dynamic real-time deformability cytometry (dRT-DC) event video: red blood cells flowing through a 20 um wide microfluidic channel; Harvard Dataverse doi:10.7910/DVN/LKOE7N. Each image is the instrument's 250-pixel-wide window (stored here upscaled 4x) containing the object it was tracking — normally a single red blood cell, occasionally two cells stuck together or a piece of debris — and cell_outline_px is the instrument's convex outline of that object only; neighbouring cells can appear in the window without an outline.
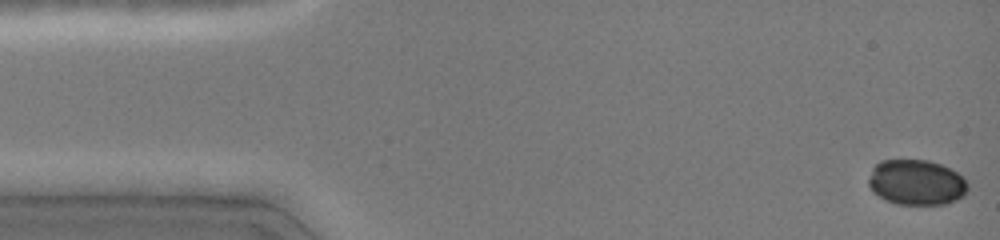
{"species": "common noctule bat (a hibernating species)", "species_latin": "Nyctalus noctula", "temperature_condition": "cold", "stored_images_in_passage": 24, "camera_frame_rate_fps": 3000, "um_per_image_px": 0.085, "animal": {"sex": "female", "body_mass_g": 19.0, "forearm_length_mm": 51.5}, "frame": {"image": 1, "passage_image": 1, "time_ms": 0.0, "image_size_px": [1000, 240], "cell_outline_px": [[968, 188], [964, 196], [948, 204], [896, 204], [884, 200], [872, 192], [868, 184], [868, 180], [872, 168], [880, 160], [928, 160], [940, 164], [956, 172], [968, 184]], "centroid_in_image_um": [77.86, 15.51], "position_along_channel_um": 7.1, "area_um2": 26.36}}
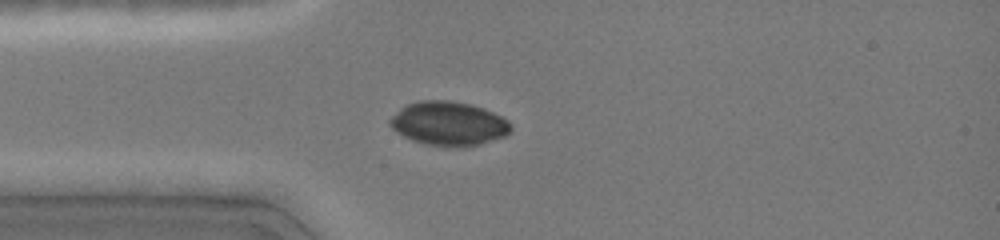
{"frame": {"image": 2, "passage_image": 10, "time_ms": 3.667, "image_size_px": [1000, 240], "cell_outline_px": [[512, 128], [504, 136], [480, 144], [460, 148], [456, 148], [424, 144], [412, 140], [396, 132], [388, 124], [388, 120], [400, 108], [408, 104], [420, 100], [452, 100], [472, 104], [484, 108], [508, 120], [512, 124]], "centroid_in_image_um": [38.12, 10.5], "position_along_channel_um": 46.9, "area_um2": 31.27}}
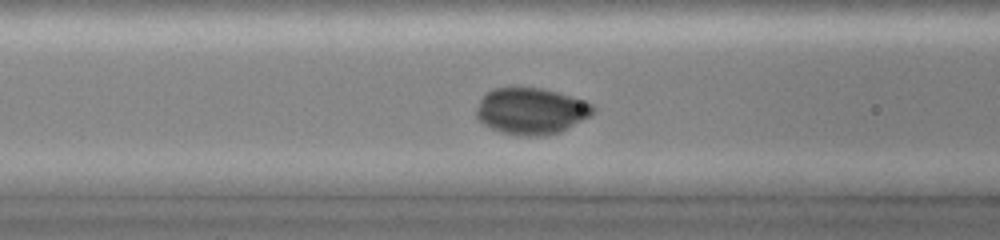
{"frame": {"image": 3, "passage_image": 15, "time_ms": 5.667, "image_size_px": [1000, 240], "cell_outline_px": [[596, 108], [592, 116], [560, 132], [544, 136], [520, 136], [500, 132], [484, 124], [476, 116], [476, 108], [484, 92], [492, 88], [540, 88], [556, 92], [584, 100], [592, 104]], "centroid_in_image_um": [45.15, 9.45], "position_along_channel_um": 121.4, "area_um2": 31.79}}